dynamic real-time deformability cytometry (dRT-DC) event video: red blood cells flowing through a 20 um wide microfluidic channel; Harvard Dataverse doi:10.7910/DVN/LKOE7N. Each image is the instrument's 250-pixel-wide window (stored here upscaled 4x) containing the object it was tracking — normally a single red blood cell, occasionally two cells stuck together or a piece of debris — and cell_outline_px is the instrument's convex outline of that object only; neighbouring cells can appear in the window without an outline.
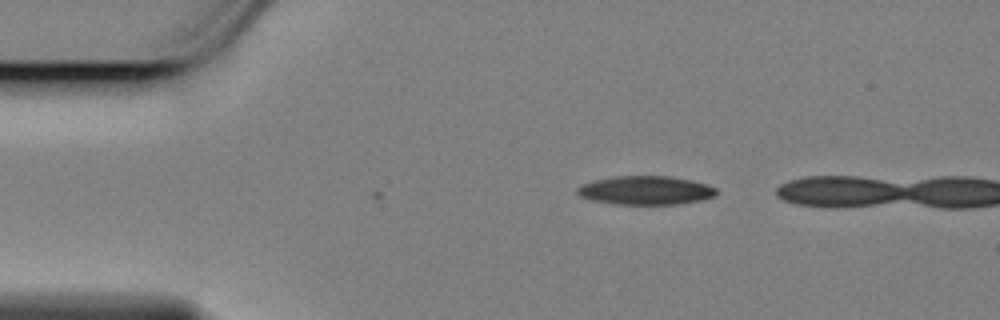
{"species": "Egyptian fruit bat (a non-hibernating species)", "species_latin": "Rousettus aegyptiacus", "temperature_condition": "cold", "stored_images_in_passage": 2, "camera_frame_rate_fps": 3000, "um_per_image_px": 0.085, "animal": {"sex": "female"}, "frame": {"image": 1, "passage_image": 2, "time_ms": 0.333, "image_size_px": [1000, 320], "cell_outline_px": [[716, 196], [700, 200], [680, 204], [612, 204], [592, 200], [580, 196], [576, 192], [576, 188], [580, 184], [592, 180], [616, 176], [672, 176], [692, 180], [716, 188]], "centroid_in_image_um": [54.84, 16.17], "position_along_channel_um": 30.2, "area_um2": 23.41}}